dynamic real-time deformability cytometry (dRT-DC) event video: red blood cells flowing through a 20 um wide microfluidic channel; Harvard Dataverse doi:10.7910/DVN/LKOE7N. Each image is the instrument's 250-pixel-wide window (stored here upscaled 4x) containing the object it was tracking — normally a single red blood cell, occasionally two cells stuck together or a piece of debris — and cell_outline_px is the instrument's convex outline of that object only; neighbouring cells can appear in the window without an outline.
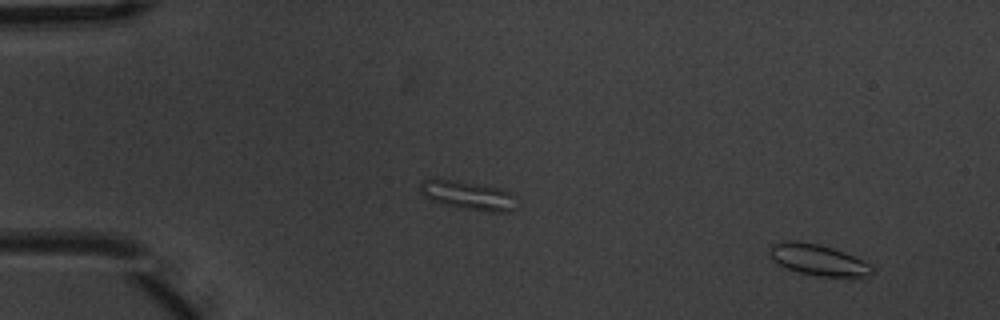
{"species": "common noctule bat (a hibernating species)", "species_latin": "Nyctalus noctula", "temperature_condition": "warm", "stored_images_in_passage": 5, "camera_frame_rate_fps": 3000, "um_per_image_px": 0.085, "animal": {"sex": "male", "body_mass_g": 20.1, "forearm_length_mm": 53.5}, "frame": {"image": 1, "passage_image": 1, "time_ms": 0.0, "image_size_px": [1000, 320], "cell_outline_px": [[876, 272], [868, 276], [820, 276], [800, 272], [784, 268], [772, 256], [772, 244], [784, 240], [796, 240], [820, 244], [844, 252], [876, 268]], "centroid_in_image_um": [69.58, 22.08], "position_along_channel_um": 15.4, "area_um2": 18.21}}
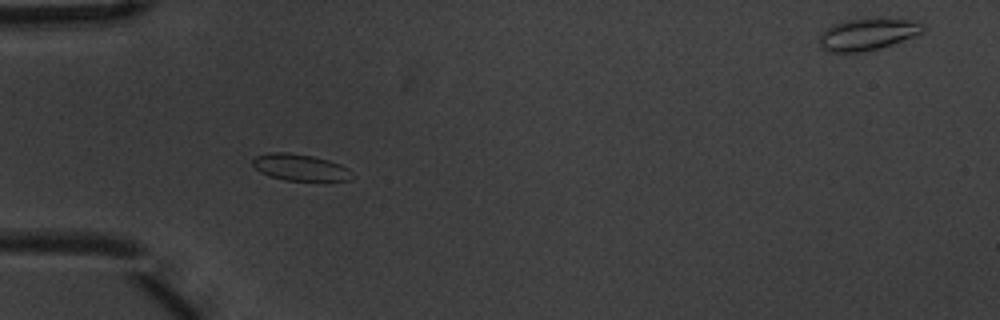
{"frame": {"image": 2, "passage_image": 4, "time_ms": 1.0, "image_size_px": [1000, 320], "cell_outline_px": [[348, 180], [284, 180], [268, 176], [260, 172], [252, 164], [252, 160], [256, 156], [268, 152], [288, 152], [312, 156], [328, 160], [340, 164], [348, 168]], "centroid_in_image_um": [25.4, 14.21], "position_along_channel_um": 59.6, "area_um2": 15.09}}